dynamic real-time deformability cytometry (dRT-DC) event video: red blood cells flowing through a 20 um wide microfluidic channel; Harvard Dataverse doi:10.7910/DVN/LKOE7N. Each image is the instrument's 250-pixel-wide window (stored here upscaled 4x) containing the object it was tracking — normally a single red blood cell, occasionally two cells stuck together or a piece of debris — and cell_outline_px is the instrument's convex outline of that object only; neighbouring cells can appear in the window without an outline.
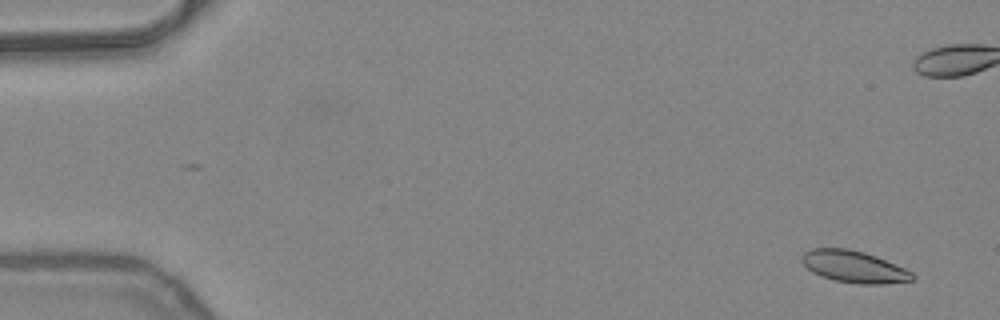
{"species": "common noctule bat (a hibernating species)", "species_latin": "Nyctalus noctula", "temperature_condition": "warm", "stored_images_in_passage": 12, "camera_frame_rate_fps": 3000, "um_per_image_px": 0.085, "animal": {"sex": "female", "body_mass_g": 24.6, "forearm_length_mm": 56.2}, "frame": {"image": 1, "passage_image": 3, "time_ms": 0.667, "image_size_px": [1000, 320], "cell_outline_px": [[916, 280], [884, 284], [856, 284], [832, 280], [820, 276], [812, 272], [800, 260], [800, 256], [804, 252], [812, 248], [848, 248], [864, 252], [876, 256], [904, 268], [912, 272], [916, 276]], "centroid_in_image_um": [72.58, 22.68], "position_along_channel_um": 12.4, "area_um2": 20.81}}